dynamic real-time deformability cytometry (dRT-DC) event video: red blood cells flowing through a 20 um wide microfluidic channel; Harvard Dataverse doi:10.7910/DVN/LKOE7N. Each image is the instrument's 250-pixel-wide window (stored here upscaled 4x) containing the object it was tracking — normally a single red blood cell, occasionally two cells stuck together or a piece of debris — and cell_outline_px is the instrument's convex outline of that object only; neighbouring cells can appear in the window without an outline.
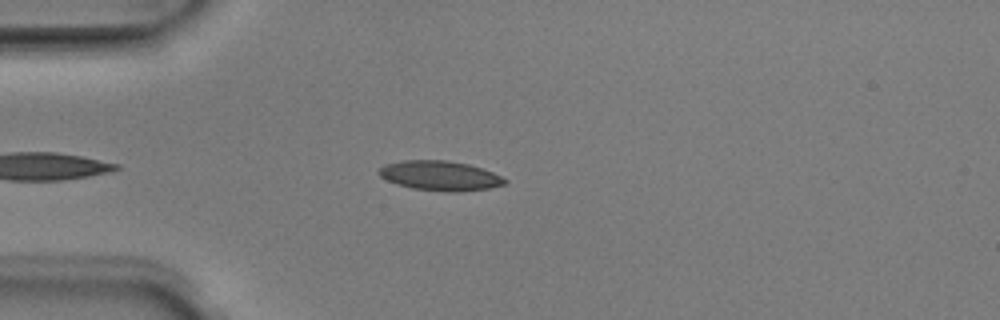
{"species": "Egyptian fruit bat (a non-hibernating species)", "species_latin": "Rousettus aegyptiacus", "temperature_condition": "room temperature", "stored_images_in_passage": 40, "camera_frame_rate_fps": 3000, "um_per_image_px": 0.085, "animal": {"sex": "male"}, "frame": {"image": 1, "passage_image": 5, "time_ms": 1.333, "image_size_px": [1000, 320], "cell_outline_px": [[508, 180], [504, 184], [488, 188], [460, 192], [448, 192], [412, 188], [396, 184], [380, 176], [376, 172], [384, 164], [400, 160], [448, 160], [468, 164], [492, 172]], "centroid_in_image_um": [37.36, 14.93], "position_along_channel_um": 47.6, "area_um2": 21.79}}
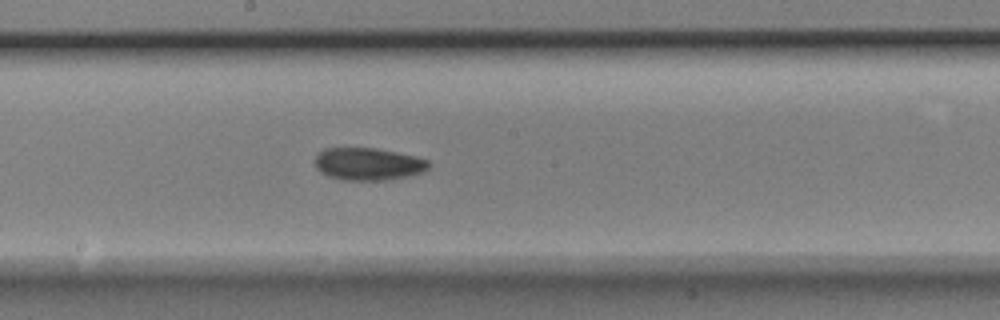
{"frame": {"image": 2, "passage_image": 19, "time_ms": 6.0, "image_size_px": [1000, 320], "cell_outline_px": [[432, 164], [424, 172], [408, 176], [388, 180], [344, 180], [328, 176], [320, 172], [316, 168], [316, 152], [324, 148], [376, 148], [416, 156], [428, 160]], "centroid_in_image_um": [31.31, 13.94], "position_along_channel_um": 216.9, "area_um2": 21.73}}
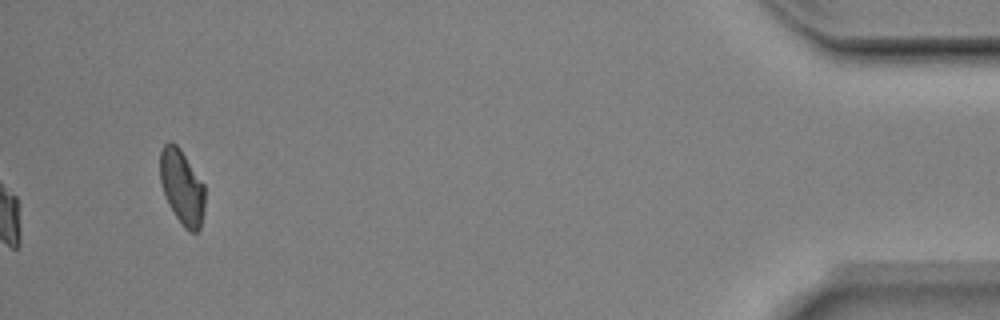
{"frame": {"image": 3, "passage_image": 40, "time_ms": 13.0, "image_size_px": [1000, 320], "cell_outline_px": [[204, 212], [200, 228], [196, 232], [192, 232], [184, 228], [168, 204], [160, 180], [160, 152], [164, 144], [168, 140], [176, 144], [180, 148], [204, 184]], "centroid_in_image_um": [15.46, 15.88], "position_along_channel_um": 419.7, "area_um2": 19.48}, "authors_computed_cell_mechanics": {"area_um2": 21.097, "velocity_mm_per_s": 3.9633, "shape_relaxation_time_tau1_ms": 6.5536, "shape_relaxation_time_tau2_ms": null, "deformation_change_tau1": 0.1495, "deformation_change_tau2": null}}